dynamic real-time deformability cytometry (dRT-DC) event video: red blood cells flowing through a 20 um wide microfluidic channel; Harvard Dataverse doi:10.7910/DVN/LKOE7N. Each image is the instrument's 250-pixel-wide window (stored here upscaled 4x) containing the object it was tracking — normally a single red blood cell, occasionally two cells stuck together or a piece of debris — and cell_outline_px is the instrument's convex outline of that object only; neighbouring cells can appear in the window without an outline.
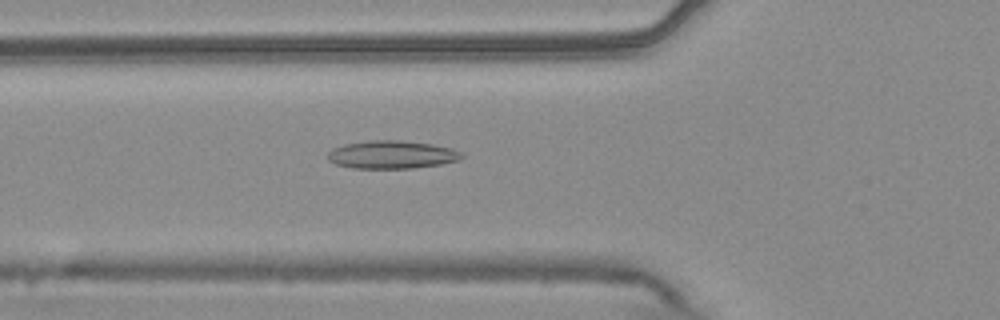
{"species": "common noctule bat (a hibernating species)", "species_latin": "Nyctalus noctula", "temperature_condition": "warm", "stored_images_in_passage": 53, "camera_frame_rate_fps": 3000, "um_per_image_px": 0.085, "animal": {"sex": "male", "body_mass_g": 20.4}, "frame": {"image": 1, "passage_image": 19, "time_ms": 6.0, "image_size_px": [1000, 320], "cell_outline_px": [[464, 156], [456, 160], [440, 164], [412, 168], [352, 168], [336, 164], [328, 160], [328, 152], [332, 148], [344, 144], [368, 140], [400, 140], [432, 144], [452, 148], [460, 152]], "centroid_in_image_um": [33.26, 13.13], "position_along_channel_um": 92.5, "area_um2": 21.79}}
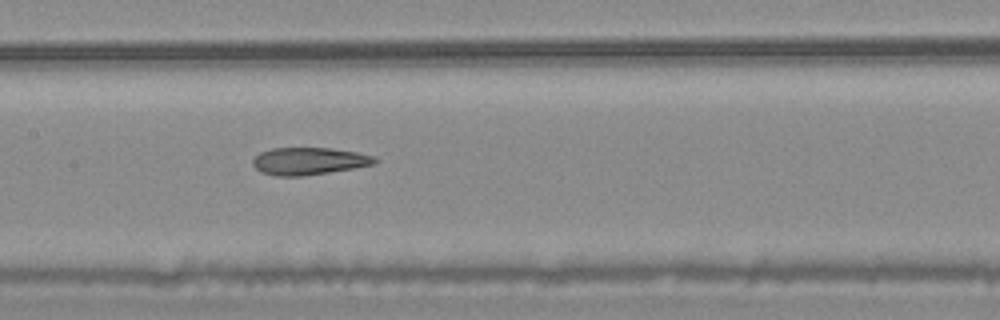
{"frame": {"image": 2, "passage_image": 26, "time_ms": 8.333, "image_size_px": [1000, 320], "cell_outline_px": [[380, 160], [376, 164], [304, 176], [276, 176], [260, 172], [252, 164], [252, 160], [260, 152], [272, 148], [332, 148], [356, 152], [372, 156]], "centroid_in_image_um": [26.25, 13.69], "position_along_channel_um": 181.2, "area_um2": 19.42}}
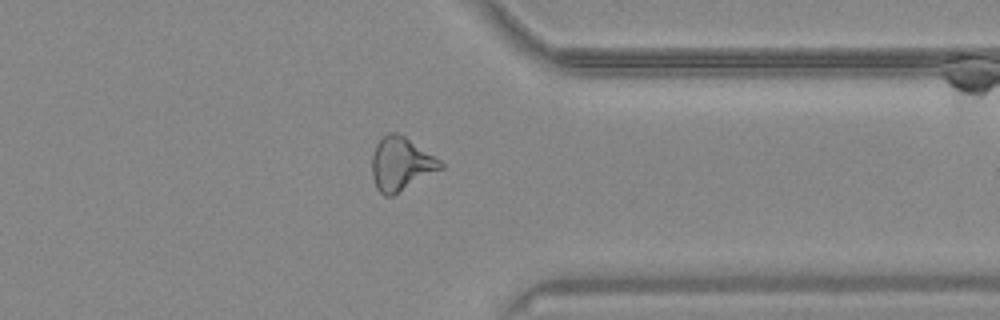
{"frame": {"image": 3, "passage_image": 42, "time_ms": 13.667, "image_size_px": [1000, 320], "cell_outline_px": [[444, 168], [392, 196], [384, 196], [376, 188], [372, 176], [372, 156], [376, 144], [388, 132], [396, 132], [404, 136], [440, 160], [444, 164]], "centroid_in_image_um": [34.08, 13.95], "position_along_channel_um": 377.3, "area_um2": 21.21}, "authors_computed_cell_mechanics": {"area_um2": 21.2126, "velocity_mm_per_s": 3.7641, "shape_relaxation_time_tau1_ms": null, "shape_relaxation_time_tau2_ms": 3.5772, "deformation_change_tau1": null, "deformation_change_tau2": 0.1287}}